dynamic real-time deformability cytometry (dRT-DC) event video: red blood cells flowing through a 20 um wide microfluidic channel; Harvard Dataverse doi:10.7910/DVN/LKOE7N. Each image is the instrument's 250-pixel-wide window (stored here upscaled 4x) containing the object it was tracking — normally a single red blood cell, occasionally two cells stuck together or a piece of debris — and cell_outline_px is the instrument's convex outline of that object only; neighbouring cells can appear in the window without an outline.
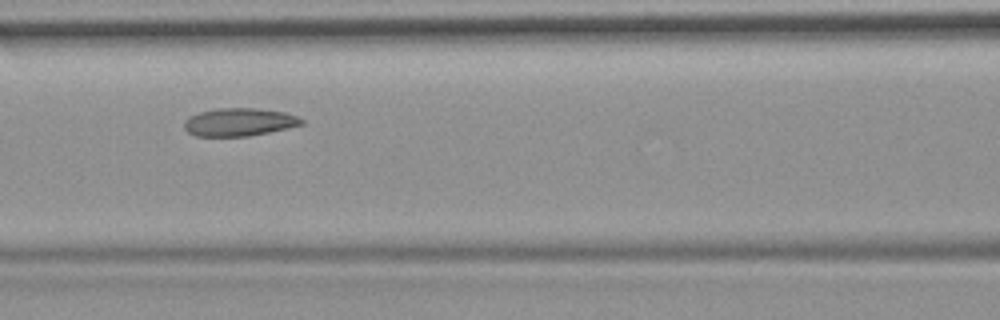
{"species": "common noctule bat (a hibernating species)", "species_latin": "Nyctalus noctula", "temperature_condition": "room temperature", "stored_images_in_passage": 7, "camera_frame_rate_fps": 3000, "um_per_image_px": 0.085, "animal": {"sex": "female", "body_mass_g": 19.9}, "frame": {"image": 1, "passage_image": 5, "time_ms": 4.667, "image_size_px": [1000, 320], "cell_outline_px": [[304, 124], [288, 128], [248, 136], [196, 136], [188, 132], [184, 128], [184, 120], [188, 116], [200, 112], [216, 108], [256, 108], [284, 112], [296, 116], [304, 120]], "centroid_in_image_um": [20.31, 10.37], "position_along_channel_um": 146.3, "area_um2": 19.13}}